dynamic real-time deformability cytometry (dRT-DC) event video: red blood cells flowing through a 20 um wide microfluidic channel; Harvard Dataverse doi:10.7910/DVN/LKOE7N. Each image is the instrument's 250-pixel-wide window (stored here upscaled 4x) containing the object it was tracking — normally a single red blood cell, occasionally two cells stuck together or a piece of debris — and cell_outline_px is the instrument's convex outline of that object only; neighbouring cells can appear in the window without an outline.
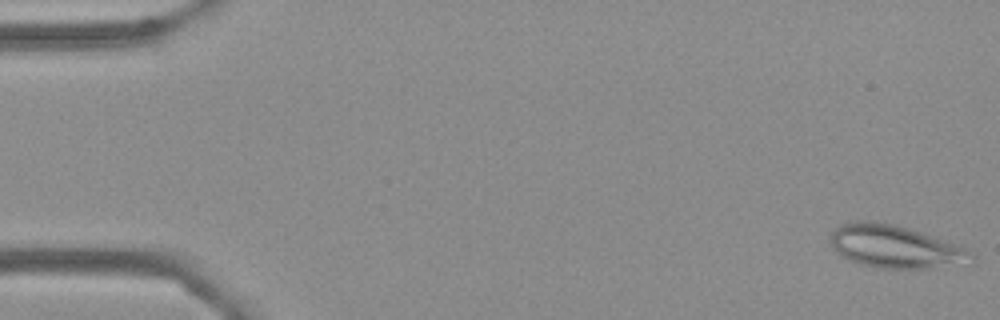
{"species": "Egyptian fruit bat (a non-hibernating species)", "species_latin": "Rousettus aegyptiacus", "temperature_condition": "cold", "stored_images_in_passage": 55, "camera_frame_rate_fps": 3000, "um_per_image_px": 0.085, "frame": {"image": 1, "passage_image": 1, "time_ms": 0.0, "image_size_px": [1000, 320], "cell_outline_px": [[976, 256], [972, 264], [932, 268], [876, 268], [860, 264], [836, 252], [828, 240], [832, 232], [840, 224], [848, 220], [868, 220], [892, 224], [908, 228], [936, 236], [960, 244]], "centroid_in_image_um": [76.15, 20.96], "position_along_channel_um": 8.9, "area_um2": 35.84}}
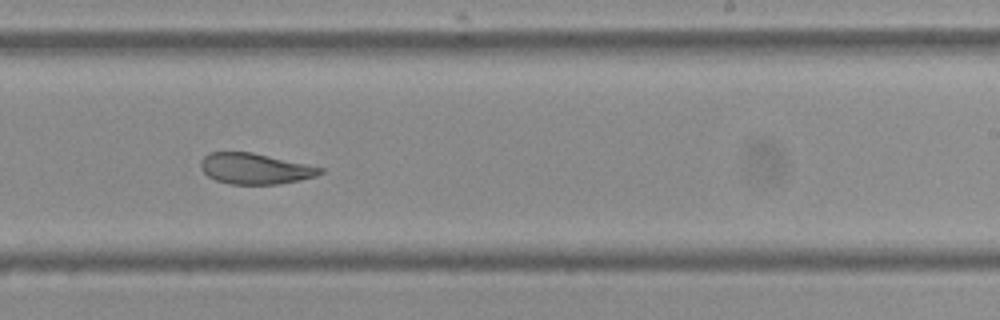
{"frame": {"image": 2, "passage_image": 34, "time_ms": 11.0, "image_size_px": [1000, 320], "cell_outline_px": [[324, 172], [316, 176], [300, 180], [280, 184], [228, 184], [216, 180], [208, 176], [200, 168], [200, 160], [208, 152], [252, 152], [324, 168]], "centroid_in_image_um": [21.66, 14.34], "position_along_channel_um": 267.3, "area_um2": 21.5}}
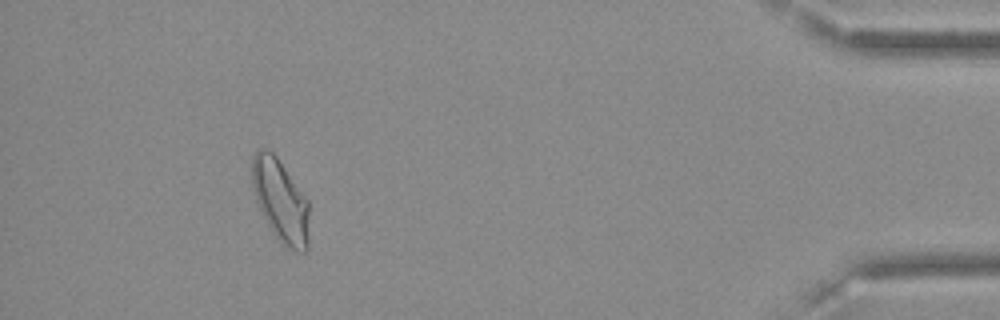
{"frame": {"image": 3, "passage_image": 51, "time_ms": 16.667, "image_size_px": [1000, 320], "cell_outline_px": [[308, 248], [304, 252], [296, 252], [280, 244], [272, 232], [260, 212], [252, 188], [252, 160], [256, 152], [260, 148], [268, 148], [276, 156], [308, 200]], "centroid_in_image_um": [23.83, 17.09], "position_along_channel_um": 411.4, "area_um2": 27.69}, "authors_computed_cell_mechanics": {"area_um2": 24.6806, "velocity_mm_per_s": 3.6027, "shape_relaxation_time_tau1_ms": null, "shape_relaxation_time_tau2_ms": 3.1546, "deformation_change_tau1": null, "deformation_change_tau2": 0.0838}}